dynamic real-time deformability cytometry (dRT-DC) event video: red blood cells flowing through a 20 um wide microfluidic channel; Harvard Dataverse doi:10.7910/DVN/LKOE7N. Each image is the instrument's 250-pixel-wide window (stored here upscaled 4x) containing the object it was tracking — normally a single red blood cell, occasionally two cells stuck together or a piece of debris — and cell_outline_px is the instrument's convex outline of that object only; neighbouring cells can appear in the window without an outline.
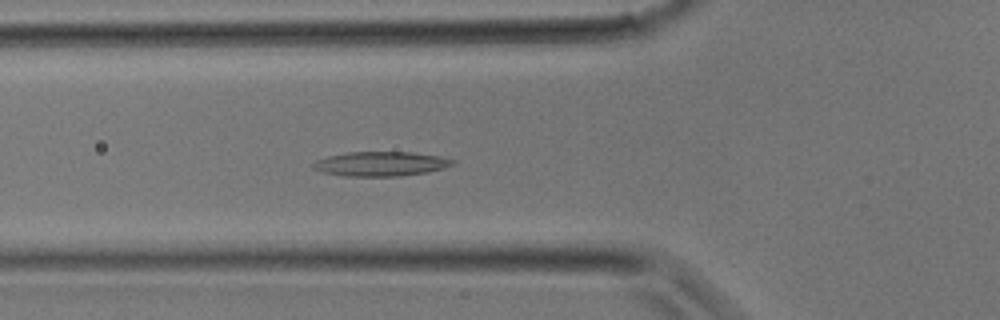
{"species": "common noctule bat (a hibernating species)", "species_latin": "Nyctalus noctula", "temperature_condition": "room temperature", "stored_images_in_passage": 15, "camera_frame_rate_fps": 3000, "um_per_image_px": 0.085, "animal": {"sex": "male", "body_mass_g": 17.9}, "frame": {"image": 1, "passage_image": 11, "time_ms": 3.333, "image_size_px": [1000, 320], "cell_outline_px": [[456, 164], [444, 168], [428, 172], [400, 176], [344, 176], [320, 172], [312, 168], [312, 164], [316, 160], [328, 156], [348, 152], [412, 152], [440, 156], [456, 160]], "centroid_in_image_um": [32.38, 13.93], "position_along_channel_um": 93.4, "area_um2": 20.11}}
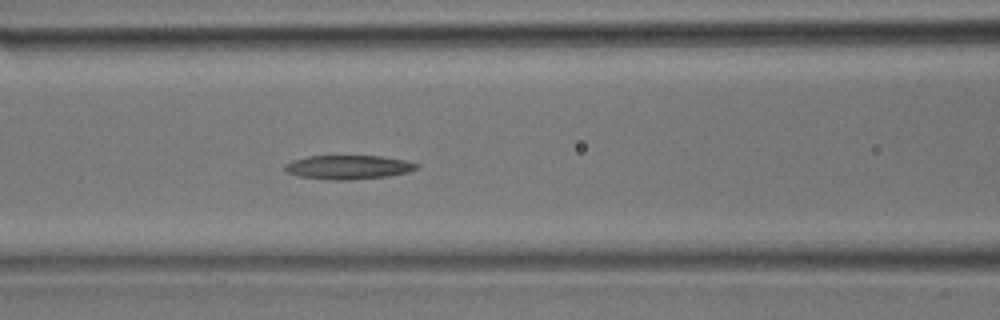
{"frame": {"image": 2, "passage_image": 13, "time_ms": 4.0, "image_size_px": [1000, 320], "cell_outline_px": [[420, 164], [416, 168], [408, 172], [388, 176], [348, 180], [328, 180], [300, 176], [288, 172], [284, 168], [284, 164], [292, 160], [308, 156], [380, 156], [408, 160]], "centroid_in_image_um": [29.62, 14.2], "position_along_channel_um": 137.0, "area_um2": 18.44}}
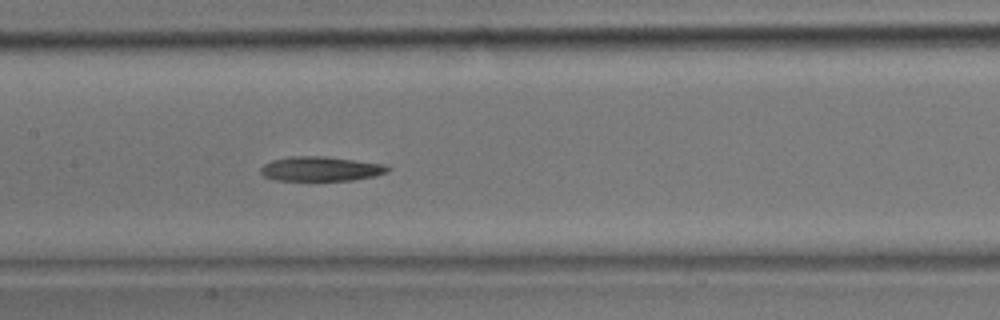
{"frame": {"image": 3, "passage_image": 15, "time_ms": 4.667, "image_size_px": [1000, 320], "cell_outline_px": [[392, 168], [388, 172], [372, 176], [352, 180], [276, 180], [264, 176], [260, 172], [260, 168], [264, 164], [272, 160], [288, 156], [324, 156], [384, 164]], "centroid_in_image_um": [27.25, 14.34], "position_along_channel_um": 180.2, "area_um2": 18.09}}